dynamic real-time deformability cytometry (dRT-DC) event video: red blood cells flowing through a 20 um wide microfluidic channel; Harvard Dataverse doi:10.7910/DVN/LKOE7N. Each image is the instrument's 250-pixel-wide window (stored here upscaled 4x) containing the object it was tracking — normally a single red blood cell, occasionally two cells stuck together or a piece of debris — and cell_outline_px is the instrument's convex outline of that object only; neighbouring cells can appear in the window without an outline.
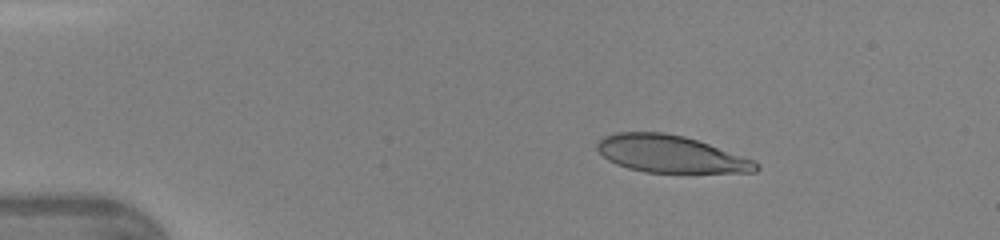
{"species": "human", "species_latin": "Homo sapiens", "temperature_condition": "warm", "stored_images_in_passage": 5, "camera_frame_rate_fps": 3000, "um_per_image_px": 0.085, "donor": {"sex": "female"}, "frame": {"image": 1, "passage_image": 3, "time_ms": 0.667, "image_size_px": [1000, 240], "cell_outline_px": [[760, 168], [756, 172], [644, 172], [628, 168], [616, 164], [608, 160], [596, 148], [596, 144], [604, 136], [616, 132], [664, 132], [684, 136], [756, 160], [760, 164]], "centroid_in_image_um": [57.01, 13.09], "position_along_channel_um": 28.0, "area_um2": 34.33}}